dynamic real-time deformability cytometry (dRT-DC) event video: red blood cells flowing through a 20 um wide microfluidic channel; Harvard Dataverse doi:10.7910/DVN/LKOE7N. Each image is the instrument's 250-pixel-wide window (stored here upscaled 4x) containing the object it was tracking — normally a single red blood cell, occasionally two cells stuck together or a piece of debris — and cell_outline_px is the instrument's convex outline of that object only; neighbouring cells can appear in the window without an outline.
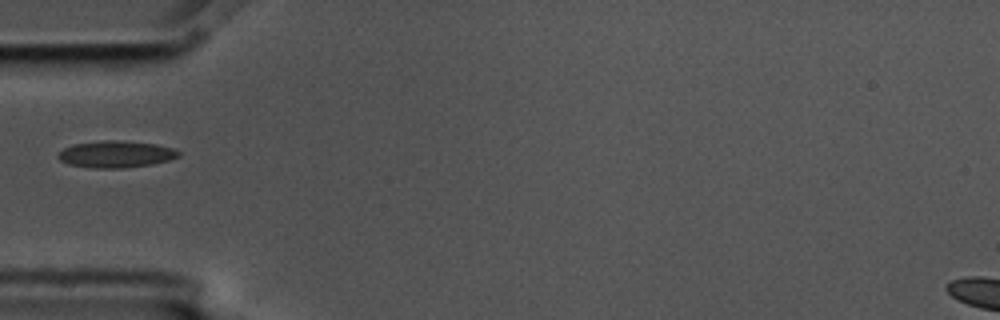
{"species": "common noctule bat (a hibernating species)", "species_latin": "Nyctalus noctula", "temperature_condition": "cold", "stored_images_in_passage": 1, "camera_frame_rate_fps": 3000, "um_per_image_px": 0.085, "animal": {"sex": "male", "body_mass_g": 17.5, "forearm_length_mm": 52.3}, "frame": {"image": 1, "passage_image": 1, "time_ms": 0.0, "image_size_px": [1000, 320], "cell_outline_px": [[180, 156], [168, 160], [152, 164], [124, 168], [96, 168], [68, 164], [60, 160], [56, 156], [64, 148], [72, 144], [104, 140], [116, 140], [156, 144], [172, 148], [180, 152]], "centroid_in_image_um": [9.84, 13.1], "position_along_channel_um": 75.2, "area_um2": 18.73}}